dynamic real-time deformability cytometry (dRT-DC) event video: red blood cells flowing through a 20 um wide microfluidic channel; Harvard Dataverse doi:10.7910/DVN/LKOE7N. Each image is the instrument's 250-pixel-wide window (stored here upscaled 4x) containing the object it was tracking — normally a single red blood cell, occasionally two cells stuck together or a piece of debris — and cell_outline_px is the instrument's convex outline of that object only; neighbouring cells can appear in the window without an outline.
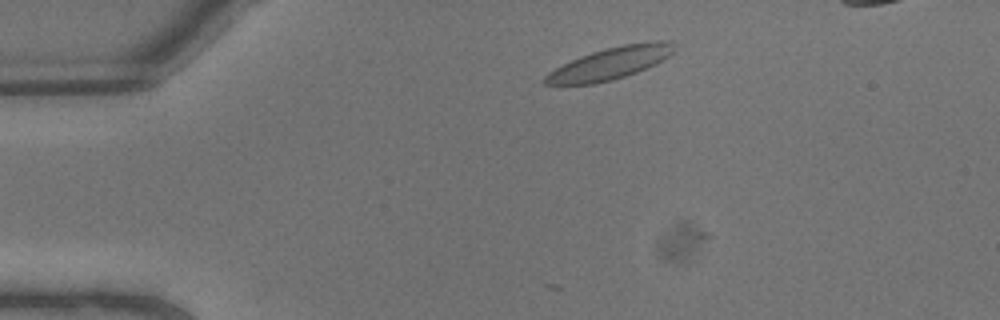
{"species": "common noctule bat (a hibernating species)", "species_latin": "Nyctalus noctula", "temperature_condition": "warm", "stored_images_in_passage": 11, "camera_frame_rate_fps": 3000, "um_per_image_px": 0.085, "animal": {"sex": "male", "body_mass_g": 13.3}, "frame": {"image": 1, "passage_image": 2, "time_ms": 0.333, "image_size_px": [1000, 320], "cell_outline_px": [[672, 52], [668, 56], [636, 72], [612, 80], [596, 84], [544, 84], [544, 76], [548, 72], [580, 56], [592, 52], [624, 44], [648, 40], [672, 40]], "centroid_in_image_um": [51.85, 5.37], "position_along_channel_um": 33.2, "area_um2": 23.64}}
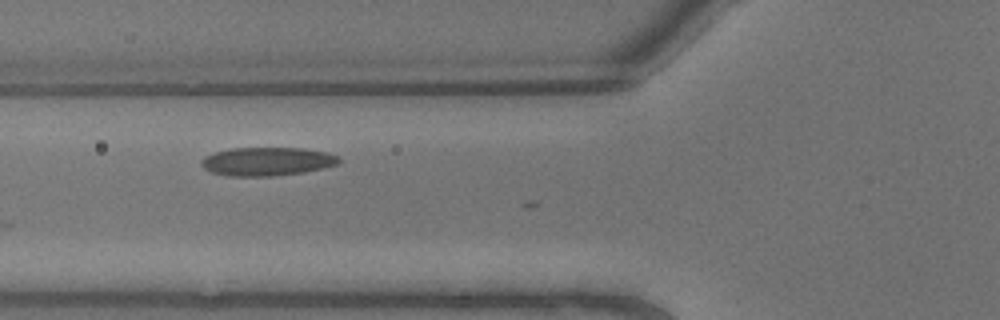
{"frame": {"image": 2, "passage_image": 6, "time_ms": 1.667, "image_size_px": [1000, 320], "cell_outline_px": [[340, 164], [324, 168], [304, 172], [272, 176], [228, 176], [212, 172], [204, 168], [200, 164], [200, 160], [204, 156], [216, 152], [232, 148], [300, 148], [328, 152], [336, 156], [340, 160]], "centroid_in_image_um": [22.7, 13.72], "position_along_channel_um": 103.1, "area_um2": 22.89}}